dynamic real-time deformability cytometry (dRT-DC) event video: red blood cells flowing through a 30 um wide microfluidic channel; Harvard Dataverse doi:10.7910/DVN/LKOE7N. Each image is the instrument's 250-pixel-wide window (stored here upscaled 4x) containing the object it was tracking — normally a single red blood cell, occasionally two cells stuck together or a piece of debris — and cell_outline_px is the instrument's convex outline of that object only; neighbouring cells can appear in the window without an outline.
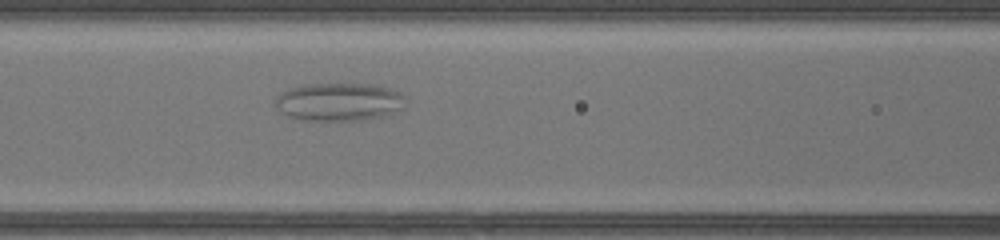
{"species": "common noctule bat (a hibernating species)", "species_latin": "Nyctalus noctula", "temperature_condition": "warm", "stored_images_in_passage": 38, "camera_frame_rate_fps": 3000, "um_per_image_px": 0.085, "animal": {"sex": "female", "body_mass_g": 17.0, "forearm_length_mm": 48.0}, "frame": {"image": 1, "passage_image": 16, "time_ms": 5.0, "image_size_px": [1000, 240], "cell_outline_px": [[404, 108], [384, 116], [360, 120], [304, 120], [288, 116], [280, 112], [276, 108], [276, 96], [280, 92], [304, 84], [376, 84], [400, 92], [404, 96]], "centroid_in_image_um": [28.82, 8.65], "position_along_channel_um": 137.8, "area_um2": 28.96}}
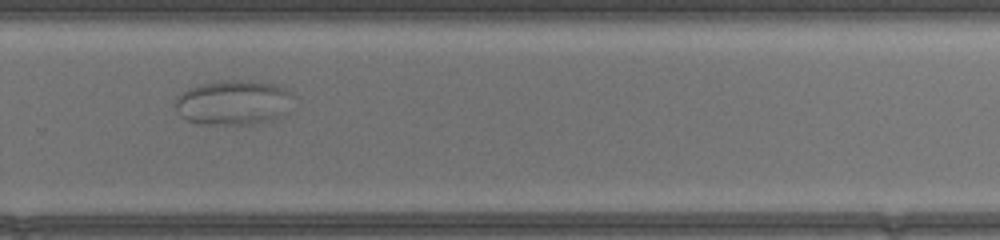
{"frame": {"image": 2, "passage_image": 28, "time_ms": 9.0, "image_size_px": [1000, 240], "cell_outline_px": [[292, 96], [288, 112], [272, 120], [252, 124], [196, 124], [180, 116], [176, 112], [176, 96], [180, 92], [188, 88], [200, 84], [228, 80], [248, 80], [272, 84], [284, 88], [292, 92]], "centroid_in_image_um": [19.81, 8.72], "position_along_channel_um": 310.0, "area_um2": 30.98}}
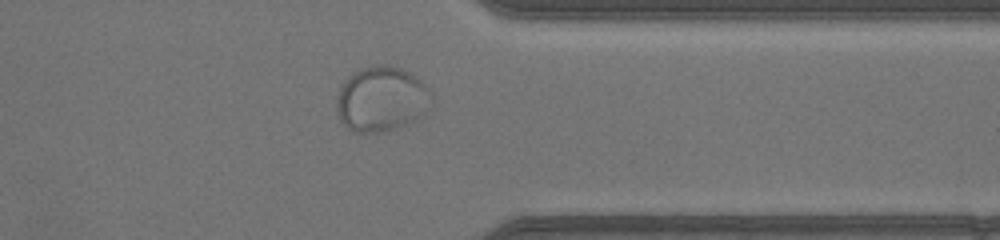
{"frame": {"image": 3, "passage_image": 33, "time_ms": 10.667, "image_size_px": [1000, 240], "cell_outline_px": [[432, 100], [408, 124], [384, 132], [356, 132], [348, 128], [336, 116], [336, 96], [340, 84], [352, 72], [360, 68], [372, 64], [388, 64], [400, 68], [416, 76], [432, 92]], "centroid_in_image_um": [32.34, 8.38], "position_along_channel_um": 379.1, "area_um2": 36.13}}